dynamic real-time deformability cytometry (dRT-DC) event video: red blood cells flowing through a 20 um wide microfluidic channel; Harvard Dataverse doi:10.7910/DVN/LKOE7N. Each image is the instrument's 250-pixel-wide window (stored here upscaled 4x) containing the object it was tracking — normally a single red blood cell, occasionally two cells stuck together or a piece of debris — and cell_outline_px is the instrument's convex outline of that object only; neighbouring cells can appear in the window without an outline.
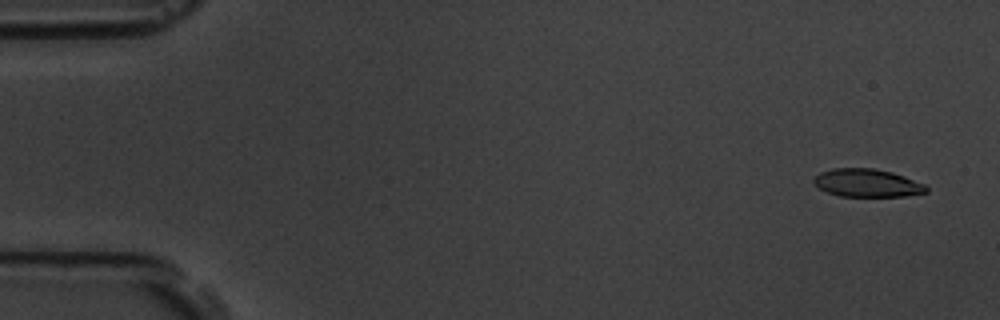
{"species": "common noctule bat (a hibernating species)", "species_latin": "Nyctalus noctula", "temperature_condition": "room temperature", "stored_images_in_passage": 56, "camera_frame_rate_fps": 3000, "um_per_image_px": 0.085, "animal": {"sex": "male", "body_mass_g": 19.5, "forearm_length_mm": 54.6}, "frame": {"image": 1, "passage_image": 3, "time_ms": 0.667, "image_size_px": [1000, 320], "cell_outline_px": [[928, 192], [904, 196], [840, 196], [828, 192], [820, 188], [812, 180], [820, 172], [832, 168], [872, 168], [892, 172], [904, 176], [924, 184], [928, 188]], "centroid_in_image_um": [73.71, 15.55], "position_along_channel_um": 11.3, "area_um2": 18.21}}
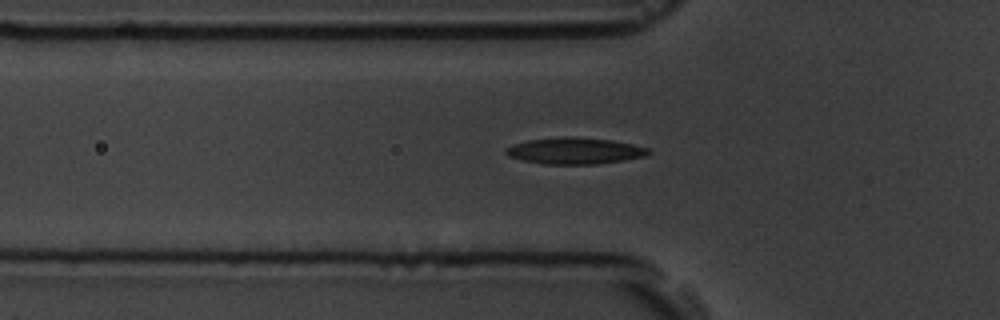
{"frame": {"image": 2, "passage_image": 19, "time_ms": 6.0, "image_size_px": [1000, 320], "cell_outline_px": [[652, 152], [644, 156], [624, 160], [596, 164], [544, 164], [524, 160], [508, 156], [504, 152], [504, 148], [512, 144], [528, 140], [564, 136], [568, 136], [612, 140], [632, 144], [648, 148]], "centroid_in_image_um": [48.83, 12.81], "position_along_channel_um": 77.0, "area_um2": 21.96}}
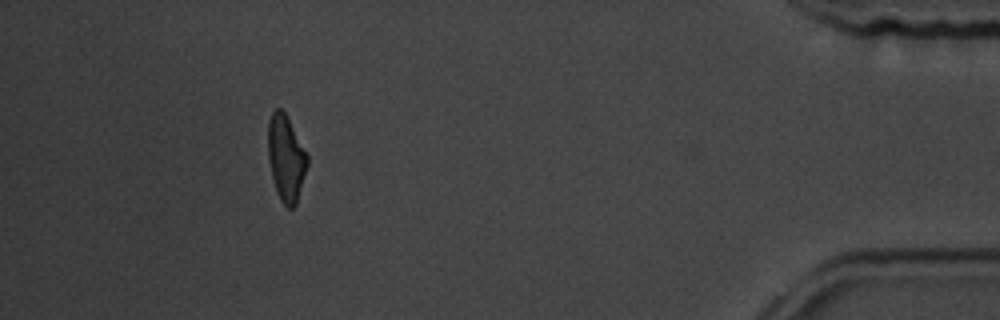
{"frame": {"image": 3, "passage_image": 51, "time_ms": 16.667, "image_size_px": [1000, 320], "cell_outline_px": [[308, 164], [296, 204], [292, 208], [288, 208], [280, 200], [276, 192], [268, 160], [268, 120], [272, 112], [276, 108], [280, 108], [284, 112], [308, 156]], "centroid_in_image_um": [24.29, 13.46], "position_along_channel_um": 410.9, "area_um2": 19.48}, "authors_computed_cell_mechanics": {"area_um2": 20.4034, "velocity_mm_per_s": 3.683, "shape_relaxation_time_tau1_ms": 6.869, "shape_relaxation_time_tau2_ms": 2.1436, "deformation_change_tau1": 0.1986, "deformation_change_tau2": 0.1048}}